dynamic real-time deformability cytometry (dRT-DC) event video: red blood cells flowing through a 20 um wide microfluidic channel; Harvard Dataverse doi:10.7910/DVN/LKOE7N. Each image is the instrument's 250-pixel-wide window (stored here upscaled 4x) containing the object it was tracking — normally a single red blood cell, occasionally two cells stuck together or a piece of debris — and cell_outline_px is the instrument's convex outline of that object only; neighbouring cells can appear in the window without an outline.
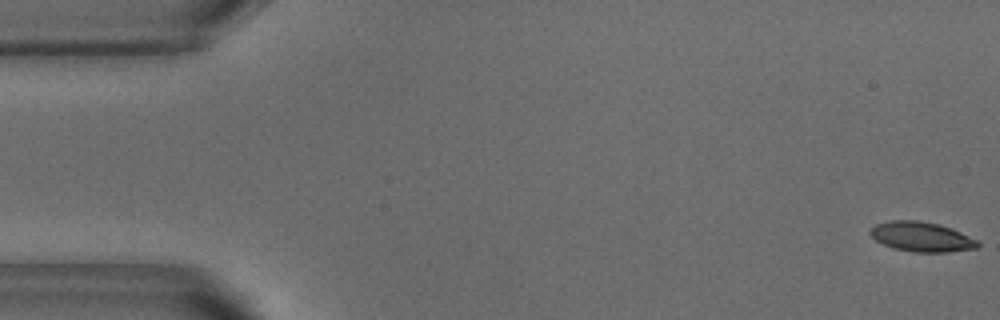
{"species": "common noctule bat (a hibernating species)", "species_latin": "Nyctalus noctula", "temperature_condition": "warm", "stored_images_in_passage": 10, "camera_frame_rate_fps": 3000, "um_per_image_px": 0.085, "animal": {"sex": "male", "body_mass_g": 18.8}, "frame": {"image": 1, "passage_image": 1, "time_ms": 0.0, "image_size_px": [1000, 320], "cell_outline_px": [[980, 244], [976, 248], [948, 252], [912, 252], [892, 248], [876, 240], [868, 232], [876, 224], [888, 220], [916, 220], [936, 224], [960, 232], [976, 240]], "centroid_in_image_um": [78.28, 20.13], "position_along_channel_um": 6.7, "area_um2": 18.38}}